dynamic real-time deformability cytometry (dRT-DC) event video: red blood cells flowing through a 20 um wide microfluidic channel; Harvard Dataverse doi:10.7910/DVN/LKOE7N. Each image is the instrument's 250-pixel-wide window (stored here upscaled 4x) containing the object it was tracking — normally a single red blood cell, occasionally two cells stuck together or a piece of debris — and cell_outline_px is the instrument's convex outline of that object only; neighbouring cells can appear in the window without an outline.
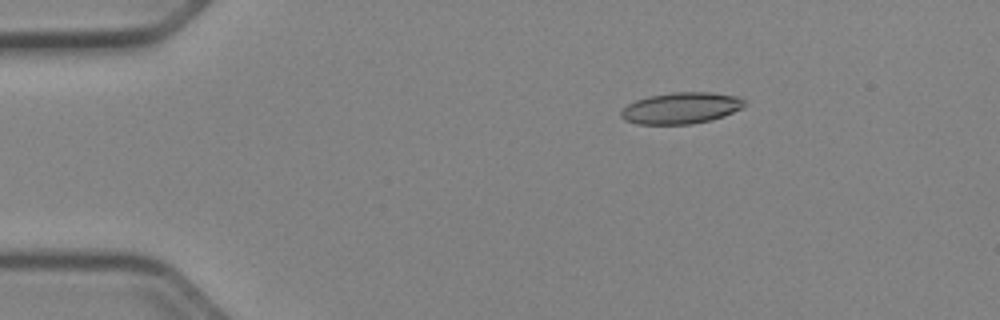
{"species": "Egyptian fruit bat (a non-hibernating species)", "species_latin": "Rousettus aegyptiacus", "temperature_condition": "cold", "stored_images_in_passage": 52, "camera_frame_rate_fps": 3000, "um_per_image_px": 0.085, "animal": {"sex": "female"}, "frame": {"image": 1, "passage_image": 9, "time_ms": 2.667, "image_size_px": [1000, 320], "cell_outline_px": [[748, 104], [724, 116], [712, 120], [692, 124], [636, 124], [624, 120], [620, 116], [620, 112], [628, 104], [636, 100], [648, 96], [672, 92], [712, 92], [736, 96], [744, 100]], "centroid_in_image_um": [57.88, 9.19], "position_along_channel_um": 27.1, "area_um2": 22.66}}
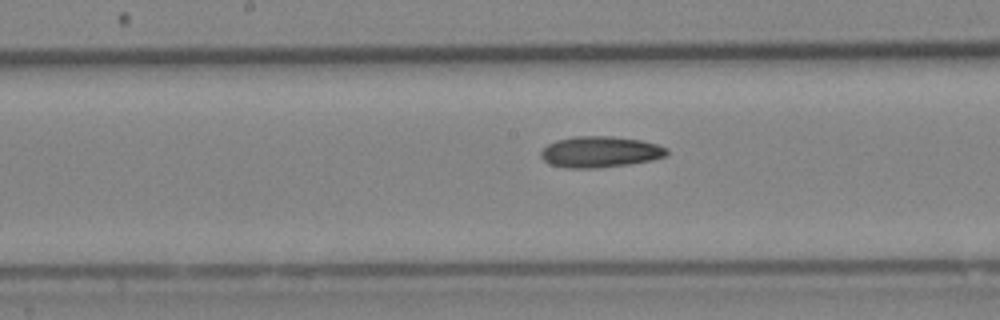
{"frame": {"image": 2, "passage_image": 27, "time_ms": 8.667, "image_size_px": [1000, 320], "cell_outline_px": [[668, 156], [652, 160], [628, 164], [596, 168], [568, 168], [552, 164], [544, 160], [540, 156], [540, 152], [548, 144], [556, 140], [576, 136], [612, 136], [640, 140], [656, 144], [668, 148]], "centroid_in_image_um": [51.03, 12.91], "position_along_channel_um": 197.2, "area_um2": 22.77}}
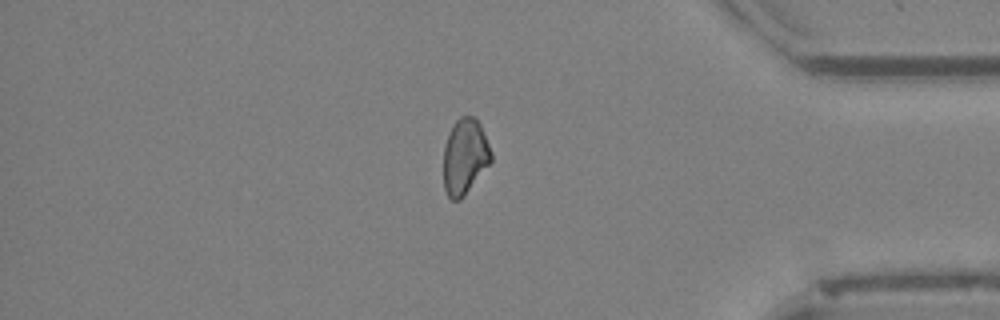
{"frame": {"image": 3, "passage_image": 44, "time_ms": 14.333, "image_size_px": [1000, 320], "cell_outline_px": [[492, 160], [464, 196], [460, 200], [452, 200], [448, 196], [444, 188], [444, 148], [452, 124], [460, 116], [472, 116], [480, 124], [492, 152]], "centroid_in_image_um": [39.51, 13.31], "position_along_channel_um": 395.7, "area_um2": 20.81}}